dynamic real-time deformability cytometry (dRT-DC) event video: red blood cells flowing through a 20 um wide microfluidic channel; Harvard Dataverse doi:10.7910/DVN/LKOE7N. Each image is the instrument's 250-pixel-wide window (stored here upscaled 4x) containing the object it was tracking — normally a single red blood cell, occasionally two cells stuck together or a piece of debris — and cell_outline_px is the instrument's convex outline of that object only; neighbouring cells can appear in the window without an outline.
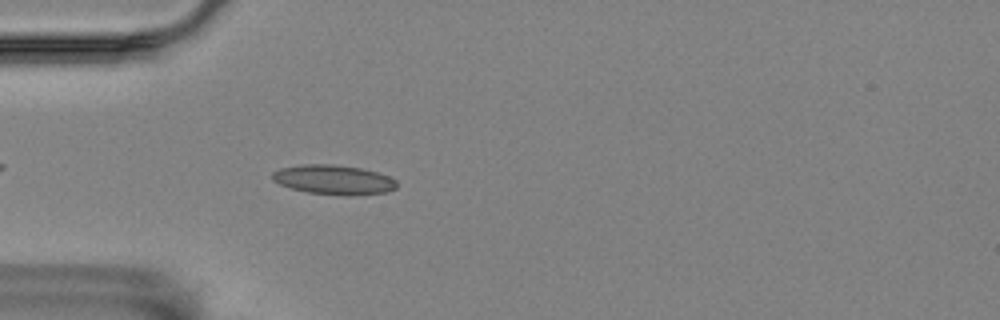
{"species": "Egyptian fruit bat (a non-hibernating species)", "species_latin": "Rousettus aegyptiacus", "temperature_condition": "room temperature", "stored_images_in_passage": 45, "camera_frame_rate_fps": 3000, "um_per_image_px": 0.085, "animal": {"sex": "female"}, "frame": {"image": 1, "passage_image": 5, "time_ms": 1.333, "image_size_px": [1000, 320], "cell_outline_px": [[396, 188], [388, 192], [352, 196], [344, 196], [308, 192], [292, 188], [280, 184], [272, 180], [272, 172], [280, 168], [300, 164], [332, 164], [360, 168], [376, 172], [388, 176], [396, 180]], "centroid_in_image_um": [28.36, 15.28], "position_along_channel_um": 56.6, "area_um2": 21.5}}
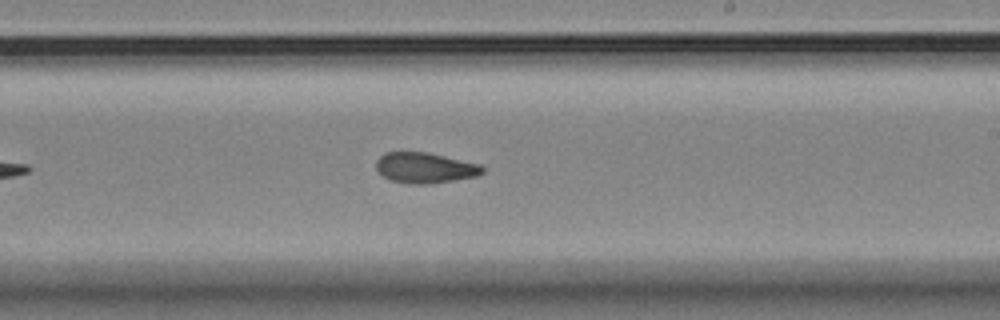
{"frame": {"image": 2, "passage_image": 22, "time_ms": 7.0, "image_size_px": [1000, 320], "cell_outline_px": [[484, 172], [476, 176], [428, 184], [408, 184], [388, 180], [376, 168], [376, 160], [384, 152], [424, 152], [480, 164], [484, 168]], "centroid_in_image_um": [36.08, 14.27], "position_along_channel_um": 252.9, "area_um2": 18.79}}
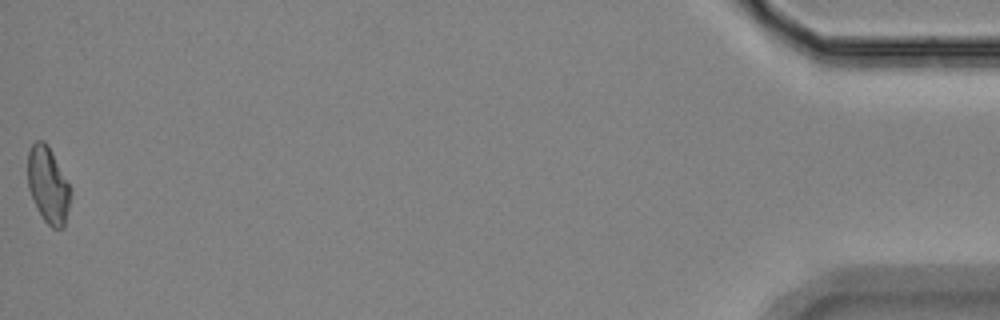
{"frame": {"image": 3, "passage_image": 45, "time_ms": 14.667, "image_size_px": [1000, 320], "cell_outline_px": [[72, 192], [64, 228], [52, 228], [44, 220], [28, 188], [28, 152], [32, 144], [36, 140], [44, 140], [48, 144], [72, 188]], "centroid_in_image_um": [4.12, 15.7], "position_along_channel_um": 431.1, "area_um2": 19.07}, "authors_computed_cell_mechanics": {"area_um2": 19.0162, "velocity_mm_per_s": 3.5418, "shape_relaxation_time_tau1_ms": null, "shape_relaxation_time_tau2_ms": 3.5602, "deformation_change_tau1": null, "deformation_change_tau2": 0.0874}}